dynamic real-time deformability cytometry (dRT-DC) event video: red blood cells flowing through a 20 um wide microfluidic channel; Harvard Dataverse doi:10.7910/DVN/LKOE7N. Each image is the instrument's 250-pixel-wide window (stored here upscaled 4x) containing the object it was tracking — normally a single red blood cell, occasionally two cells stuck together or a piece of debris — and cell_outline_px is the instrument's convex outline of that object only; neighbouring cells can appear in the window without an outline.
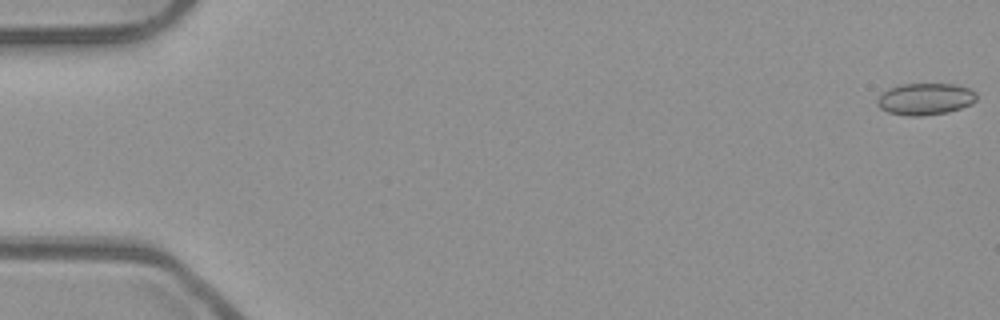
{"species": "common noctule bat (a hibernating species)", "species_latin": "Nyctalus noctula", "temperature_condition": "room temperature", "stored_images_in_passage": 53, "camera_frame_rate_fps": 3000, "um_per_image_px": 0.085, "animal": {"sex": "male", "body_mass_g": 23.1, "forearm_length_mm": 52.7}, "frame": {"image": 1, "passage_image": 1, "time_ms": 0.0, "image_size_px": [1000, 320], "cell_outline_px": [[976, 100], [972, 104], [948, 112], [920, 116], [908, 116], [888, 112], [880, 108], [876, 104], [876, 100], [884, 92], [892, 88], [904, 84], [956, 84], [968, 88], [976, 92]], "centroid_in_image_um": [78.67, 8.42], "position_along_channel_um": 6.3, "area_um2": 18.26}}
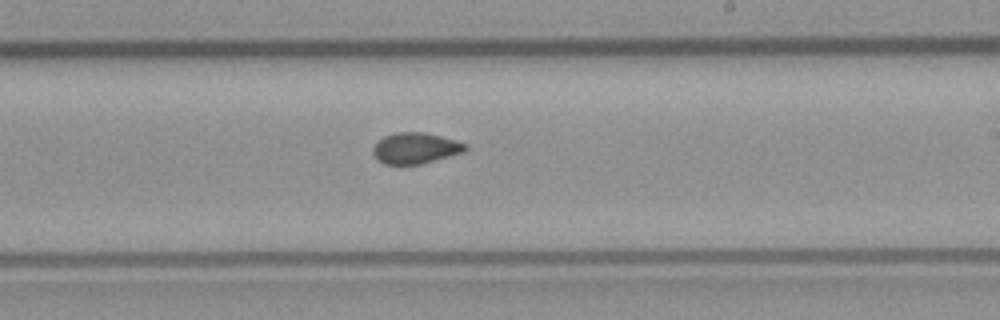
{"frame": {"image": 2, "passage_image": 32, "time_ms": 10.333, "image_size_px": [1000, 320], "cell_outline_px": [[468, 148], [464, 152], [420, 164], [384, 164], [376, 160], [372, 152], [372, 148], [384, 136], [396, 132], [424, 132], [456, 140], [468, 144]], "centroid_in_image_um": [35.31, 12.59], "position_along_channel_um": 253.7, "area_um2": 16.7}}
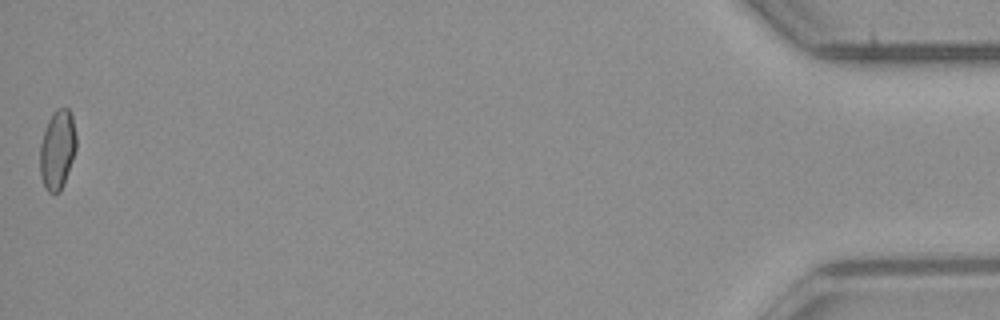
{"frame": {"image": 3, "passage_image": 53, "time_ms": 17.333, "image_size_px": [1000, 320], "cell_outline_px": [[76, 148], [64, 184], [60, 192], [48, 192], [44, 188], [40, 176], [40, 144], [48, 120], [52, 112], [56, 108], [68, 108], [72, 112], [76, 136]], "centroid_in_image_um": [4.87, 12.7], "position_along_channel_um": 430.3, "area_um2": 16.94}, "authors_computed_cell_mechanics": {"area_um2": 16.9932, "velocity_mm_per_s": 3.9581, "shape_relaxation_time_tau1_ms": null, "shape_relaxation_time_tau2_ms": 2.7654, "deformation_change_tau1": null, "deformation_change_tau2": 0.031}}